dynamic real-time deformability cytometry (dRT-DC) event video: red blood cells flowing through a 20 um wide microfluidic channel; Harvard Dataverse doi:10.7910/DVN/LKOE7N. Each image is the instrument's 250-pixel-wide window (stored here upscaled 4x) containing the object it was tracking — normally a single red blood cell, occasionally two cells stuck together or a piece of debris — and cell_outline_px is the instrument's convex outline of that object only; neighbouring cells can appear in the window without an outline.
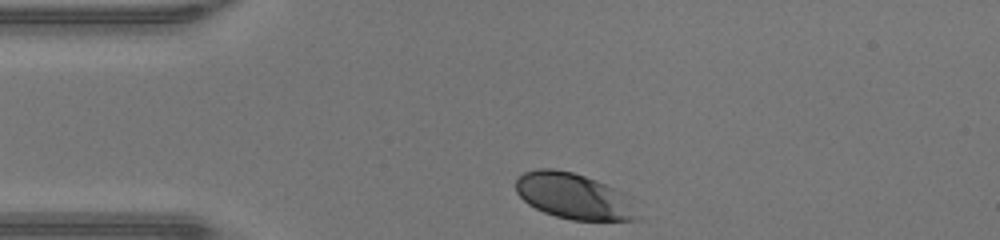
{"species": "human", "species_latin": "Homo sapiens", "temperature_condition": "warm", "stored_images_in_passage": 29, "camera_frame_rate_fps": 3000, "um_per_image_px": 0.085, "donor": {"sex": "male"}, "frame": {"image": 1, "passage_image": 1, "time_ms": 0.0, "image_size_px": [1000, 240], "cell_outline_px": [[640, 220], [572, 220], [556, 216], [544, 212], [528, 204], [516, 192], [516, 180], [524, 172], [536, 168], [552, 168], [572, 172], [596, 180], [632, 196], [640, 216]], "centroid_in_image_um": [48.84, 16.68], "position_along_channel_um": 36.2, "area_um2": 32.83}}
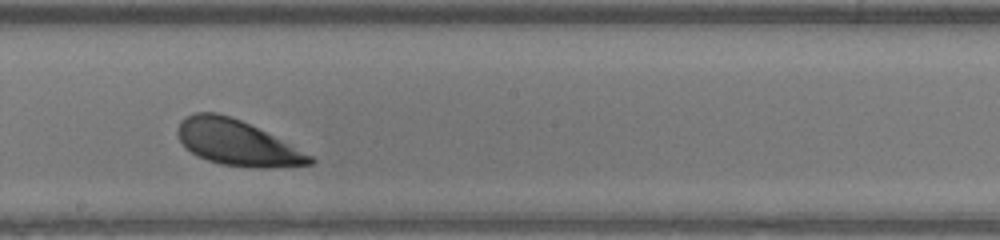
{"frame": {"image": 2, "passage_image": 17, "time_ms": 5.333, "image_size_px": [1000, 240], "cell_outline_px": [[316, 160], [312, 164], [268, 168], [256, 168], [220, 164], [196, 156], [180, 140], [176, 132], [180, 120], [196, 112], [216, 112], [240, 120], [312, 156]], "centroid_in_image_um": [20.1, 12.15], "position_along_channel_um": 228.1, "area_um2": 34.28}}
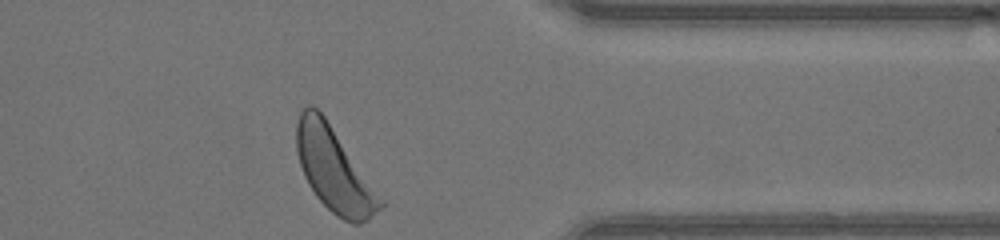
{"frame": {"image": 3, "passage_image": 29, "time_ms": 9.333, "image_size_px": [1000, 240], "cell_outline_px": [[384, 204], [368, 220], [360, 224], [352, 224], [336, 216], [316, 196], [308, 184], [304, 176], [296, 152], [296, 124], [300, 112], [308, 104], [312, 104], [324, 116], [384, 200]], "centroid_in_image_um": [28.37, 14.44], "position_along_channel_um": 383.0, "area_um2": 40.46}, "authors_computed_cell_mechanics": {"area_um2": 35.0268, "velocity_mm_per_s": 4.2726, "shape_relaxation_time_tau1_ms": 1.3114, "shape_relaxation_time_tau2_ms": null, "deformation_change_tau1": 0.1026, "deformation_change_tau2": null}}